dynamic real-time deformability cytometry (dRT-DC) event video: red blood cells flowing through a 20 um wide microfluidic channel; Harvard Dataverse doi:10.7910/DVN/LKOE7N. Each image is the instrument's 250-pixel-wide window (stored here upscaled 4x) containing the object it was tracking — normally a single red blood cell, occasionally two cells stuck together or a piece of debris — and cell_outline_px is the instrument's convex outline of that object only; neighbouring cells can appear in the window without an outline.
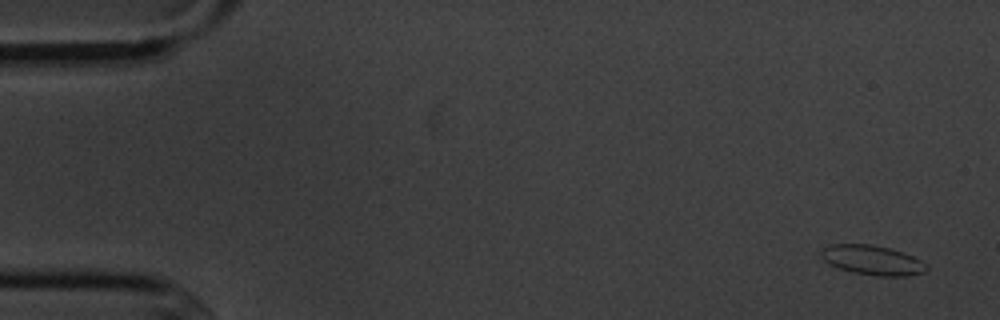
{"species": "common noctule bat (a hibernating species)", "species_latin": "Nyctalus noctula", "temperature_condition": "cold", "stored_images_in_passage": 4, "camera_frame_rate_fps": 3000, "um_per_image_px": 0.085, "animal": {"sex": "male", "body_mass_g": 20.1, "forearm_length_mm": 53.5}, "frame": {"image": 1, "passage_image": 1, "time_ms": 0.0, "image_size_px": [1000, 320], "cell_outline_px": [[928, 268], [924, 272], [904, 276], [876, 276], [852, 272], [828, 264], [820, 256], [820, 252], [824, 248], [832, 244], [872, 244], [904, 252], [920, 260]], "centroid_in_image_um": [74.12, 22.11], "position_along_channel_um": 10.9, "area_um2": 18.09}}
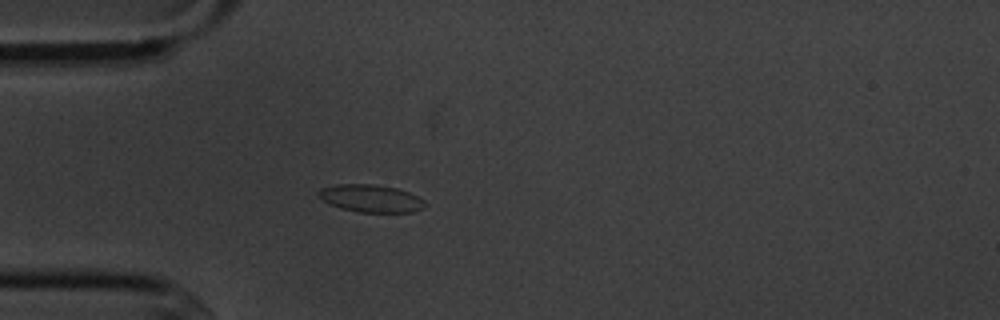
{"frame": {"image": 2, "passage_image": 4, "time_ms": 4.333, "image_size_px": [1000, 320], "cell_outline_px": [[424, 208], [412, 212], [360, 212], [340, 208], [324, 200], [316, 192], [320, 188], [336, 184], [372, 184], [396, 188], [408, 192], [424, 200]], "centroid_in_image_um": [31.51, 16.86], "position_along_channel_um": 53.5, "area_um2": 16.88}}